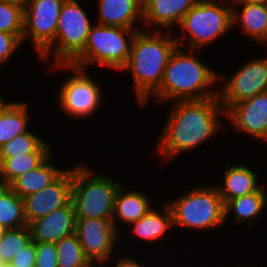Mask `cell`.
<instances>
[{
  "mask_svg": "<svg viewBox=\"0 0 267 267\" xmlns=\"http://www.w3.org/2000/svg\"><path fill=\"white\" fill-rule=\"evenodd\" d=\"M170 111L157 144L158 152L165 159L205 142L220 128V114L225 116L218 97L175 101Z\"/></svg>",
  "mask_w": 267,
  "mask_h": 267,
  "instance_id": "cell-1",
  "label": "cell"
},
{
  "mask_svg": "<svg viewBox=\"0 0 267 267\" xmlns=\"http://www.w3.org/2000/svg\"><path fill=\"white\" fill-rule=\"evenodd\" d=\"M154 33L137 31L131 45L128 62L122 70L131 71L135 92L140 105H145L159 88L172 53L183 44L180 37L163 35L157 28ZM182 41V42H181Z\"/></svg>",
  "mask_w": 267,
  "mask_h": 267,
  "instance_id": "cell-2",
  "label": "cell"
},
{
  "mask_svg": "<svg viewBox=\"0 0 267 267\" xmlns=\"http://www.w3.org/2000/svg\"><path fill=\"white\" fill-rule=\"evenodd\" d=\"M190 51L191 55L179 46L172 53L160 88L152 95L158 104L169 99L189 101L218 97V91L211 88L225 77L203 64L192 53L193 50Z\"/></svg>",
  "mask_w": 267,
  "mask_h": 267,
  "instance_id": "cell-3",
  "label": "cell"
},
{
  "mask_svg": "<svg viewBox=\"0 0 267 267\" xmlns=\"http://www.w3.org/2000/svg\"><path fill=\"white\" fill-rule=\"evenodd\" d=\"M86 167L80 164L73 168L72 203L76 219L112 220L114 198L121 183L104 174H93Z\"/></svg>",
  "mask_w": 267,
  "mask_h": 267,
  "instance_id": "cell-4",
  "label": "cell"
},
{
  "mask_svg": "<svg viewBox=\"0 0 267 267\" xmlns=\"http://www.w3.org/2000/svg\"><path fill=\"white\" fill-rule=\"evenodd\" d=\"M137 29L104 26L91 27L84 52L71 64L86 70L91 63L122 70L129 59Z\"/></svg>",
  "mask_w": 267,
  "mask_h": 267,
  "instance_id": "cell-5",
  "label": "cell"
},
{
  "mask_svg": "<svg viewBox=\"0 0 267 267\" xmlns=\"http://www.w3.org/2000/svg\"><path fill=\"white\" fill-rule=\"evenodd\" d=\"M166 203L172 211L174 226L206 230L219 227L226 220L225 204L216 185L198 186Z\"/></svg>",
  "mask_w": 267,
  "mask_h": 267,
  "instance_id": "cell-6",
  "label": "cell"
},
{
  "mask_svg": "<svg viewBox=\"0 0 267 267\" xmlns=\"http://www.w3.org/2000/svg\"><path fill=\"white\" fill-rule=\"evenodd\" d=\"M91 22L78 0H65L58 18L54 43L40 56L47 59L51 53L55 65H71L83 52Z\"/></svg>",
  "mask_w": 267,
  "mask_h": 267,
  "instance_id": "cell-7",
  "label": "cell"
},
{
  "mask_svg": "<svg viewBox=\"0 0 267 267\" xmlns=\"http://www.w3.org/2000/svg\"><path fill=\"white\" fill-rule=\"evenodd\" d=\"M223 1L198 0L183 17L179 27L188 32L191 50L200 51L233 27V6L223 5Z\"/></svg>",
  "mask_w": 267,
  "mask_h": 267,
  "instance_id": "cell-8",
  "label": "cell"
},
{
  "mask_svg": "<svg viewBox=\"0 0 267 267\" xmlns=\"http://www.w3.org/2000/svg\"><path fill=\"white\" fill-rule=\"evenodd\" d=\"M74 71L61 85L58 92L59 106L72 117L85 118L95 112L101 104L100 86L86 74V70L73 65H55Z\"/></svg>",
  "mask_w": 267,
  "mask_h": 267,
  "instance_id": "cell-9",
  "label": "cell"
},
{
  "mask_svg": "<svg viewBox=\"0 0 267 267\" xmlns=\"http://www.w3.org/2000/svg\"><path fill=\"white\" fill-rule=\"evenodd\" d=\"M65 0H25L22 43L31 37L41 56L55 40L60 10Z\"/></svg>",
  "mask_w": 267,
  "mask_h": 267,
  "instance_id": "cell-10",
  "label": "cell"
},
{
  "mask_svg": "<svg viewBox=\"0 0 267 267\" xmlns=\"http://www.w3.org/2000/svg\"><path fill=\"white\" fill-rule=\"evenodd\" d=\"M218 90V98L226 112L232 105L267 92V57L247 61Z\"/></svg>",
  "mask_w": 267,
  "mask_h": 267,
  "instance_id": "cell-11",
  "label": "cell"
},
{
  "mask_svg": "<svg viewBox=\"0 0 267 267\" xmlns=\"http://www.w3.org/2000/svg\"><path fill=\"white\" fill-rule=\"evenodd\" d=\"M75 233L85 256L94 266L112 259L115 243L120 236L112 220L76 219Z\"/></svg>",
  "mask_w": 267,
  "mask_h": 267,
  "instance_id": "cell-12",
  "label": "cell"
},
{
  "mask_svg": "<svg viewBox=\"0 0 267 267\" xmlns=\"http://www.w3.org/2000/svg\"><path fill=\"white\" fill-rule=\"evenodd\" d=\"M73 168L66 169L54 182L24 199L27 224L49 215L72 201Z\"/></svg>",
  "mask_w": 267,
  "mask_h": 267,
  "instance_id": "cell-13",
  "label": "cell"
},
{
  "mask_svg": "<svg viewBox=\"0 0 267 267\" xmlns=\"http://www.w3.org/2000/svg\"><path fill=\"white\" fill-rule=\"evenodd\" d=\"M225 116L236 129L267 142V92L232 105Z\"/></svg>",
  "mask_w": 267,
  "mask_h": 267,
  "instance_id": "cell-14",
  "label": "cell"
},
{
  "mask_svg": "<svg viewBox=\"0 0 267 267\" xmlns=\"http://www.w3.org/2000/svg\"><path fill=\"white\" fill-rule=\"evenodd\" d=\"M32 241L54 243L75 233L76 216L72 201L49 215L32 221L28 225Z\"/></svg>",
  "mask_w": 267,
  "mask_h": 267,
  "instance_id": "cell-15",
  "label": "cell"
},
{
  "mask_svg": "<svg viewBox=\"0 0 267 267\" xmlns=\"http://www.w3.org/2000/svg\"><path fill=\"white\" fill-rule=\"evenodd\" d=\"M198 0H143V21L151 26L170 28L180 25L185 14Z\"/></svg>",
  "mask_w": 267,
  "mask_h": 267,
  "instance_id": "cell-16",
  "label": "cell"
},
{
  "mask_svg": "<svg viewBox=\"0 0 267 267\" xmlns=\"http://www.w3.org/2000/svg\"><path fill=\"white\" fill-rule=\"evenodd\" d=\"M98 24L104 26L134 27L137 20L143 21V0H99Z\"/></svg>",
  "mask_w": 267,
  "mask_h": 267,
  "instance_id": "cell-17",
  "label": "cell"
},
{
  "mask_svg": "<svg viewBox=\"0 0 267 267\" xmlns=\"http://www.w3.org/2000/svg\"><path fill=\"white\" fill-rule=\"evenodd\" d=\"M258 174L245 164L229 166L225 171L223 185L216 186L224 204L229 200L256 192Z\"/></svg>",
  "mask_w": 267,
  "mask_h": 267,
  "instance_id": "cell-18",
  "label": "cell"
},
{
  "mask_svg": "<svg viewBox=\"0 0 267 267\" xmlns=\"http://www.w3.org/2000/svg\"><path fill=\"white\" fill-rule=\"evenodd\" d=\"M51 154L36 168L15 178L10 188L20 197L39 192L54 182L65 170L50 163Z\"/></svg>",
  "mask_w": 267,
  "mask_h": 267,
  "instance_id": "cell-19",
  "label": "cell"
},
{
  "mask_svg": "<svg viewBox=\"0 0 267 267\" xmlns=\"http://www.w3.org/2000/svg\"><path fill=\"white\" fill-rule=\"evenodd\" d=\"M151 205L147 198V195L138 192L136 190L124 192L122 184L118 188L114 198V212L112 221L115 225L116 230L119 231L117 226L116 217L125 224H131L139 220L148 211H150Z\"/></svg>",
  "mask_w": 267,
  "mask_h": 267,
  "instance_id": "cell-20",
  "label": "cell"
},
{
  "mask_svg": "<svg viewBox=\"0 0 267 267\" xmlns=\"http://www.w3.org/2000/svg\"><path fill=\"white\" fill-rule=\"evenodd\" d=\"M241 12L233 7V26L238 23L246 35L264 43L267 40V4H240Z\"/></svg>",
  "mask_w": 267,
  "mask_h": 267,
  "instance_id": "cell-21",
  "label": "cell"
},
{
  "mask_svg": "<svg viewBox=\"0 0 267 267\" xmlns=\"http://www.w3.org/2000/svg\"><path fill=\"white\" fill-rule=\"evenodd\" d=\"M28 104L8 102L0 111V148L28 131Z\"/></svg>",
  "mask_w": 267,
  "mask_h": 267,
  "instance_id": "cell-22",
  "label": "cell"
},
{
  "mask_svg": "<svg viewBox=\"0 0 267 267\" xmlns=\"http://www.w3.org/2000/svg\"><path fill=\"white\" fill-rule=\"evenodd\" d=\"M163 213L151 209L136 222L131 223L133 226L131 232H134L139 238L148 241H154L165 235L169 228L174 226L172 211L168 204L162 205Z\"/></svg>",
  "mask_w": 267,
  "mask_h": 267,
  "instance_id": "cell-23",
  "label": "cell"
},
{
  "mask_svg": "<svg viewBox=\"0 0 267 267\" xmlns=\"http://www.w3.org/2000/svg\"><path fill=\"white\" fill-rule=\"evenodd\" d=\"M265 192L261 186L256 192L229 200L225 204V219L234 211L237 223L246 220L248 223L254 222L267 205V194Z\"/></svg>",
  "mask_w": 267,
  "mask_h": 267,
  "instance_id": "cell-24",
  "label": "cell"
},
{
  "mask_svg": "<svg viewBox=\"0 0 267 267\" xmlns=\"http://www.w3.org/2000/svg\"><path fill=\"white\" fill-rule=\"evenodd\" d=\"M50 144L31 131L16 136L0 148V158H12L28 153H51Z\"/></svg>",
  "mask_w": 267,
  "mask_h": 267,
  "instance_id": "cell-25",
  "label": "cell"
},
{
  "mask_svg": "<svg viewBox=\"0 0 267 267\" xmlns=\"http://www.w3.org/2000/svg\"><path fill=\"white\" fill-rule=\"evenodd\" d=\"M0 225L5 229L28 226L24 199L20 198L11 188L0 197Z\"/></svg>",
  "mask_w": 267,
  "mask_h": 267,
  "instance_id": "cell-26",
  "label": "cell"
},
{
  "mask_svg": "<svg viewBox=\"0 0 267 267\" xmlns=\"http://www.w3.org/2000/svg\"><path fill=\"white\" fill-rule=\"evenodd\" d=\"M58 267H94L85 256L76 233L56 243Z\"/></svg>",
  "mask_w": 267,
  "mask_h": 267,
  "instance_id": "cell-27",
  "label": "cell"
},
{
  "mask_svg": "<svg viewBox=\"0 0 267 267\" xmlns=\"http://www.w3.org/2000/svg\"><path fill=\"white\" fill-rule=\"evenodd\" d=\"M51 153H28L12 158H0V173L11 183L15 178L38 167Z\"/></svg>",
  "mask_w": 267,
  "mask_h": 267,
  "instance_id": "cell-28",
  "label": "cell"
},
{
  "mask_svg": "<svg viewBox=\"0 0 267 267\" xmlns=\"http://www.w3.org/2000/svg\"><path fill=\"white\" fill-rule=\"evenodd\" d=\"M31 242L28 226L6 229L0 237V261L9 264Z\"/></svg>",
  "mask_w": 267,
  "mask_h": 267,
  "instance_id": "cell-29",
  "label": "cell"
},
{
  "mask_svg": "<svg viewBox=\"0 0 267 267\" xmlns=\"http://www.w3.org/2000/svg\"><path fill=\"white\" fill-rule=\"evenodd\" d=\"M0 31L14 34L22 40L24 31L23 3L0 1Z\"/></svg>",
  "mask_w": 267,
  "mask_h": 267,
  "instance_id": "cell-30",
  "label": "cell"
},
{
  "mask_svg": "<svg viewBox=\"0 0 267 267\" xmlns=\"http://www.w3.org/2000/svg\"><path fill=\"white\" fill-rule=\"evenodd\" d=\"M35 267H58L56 244L35 242Z\"/></svg>",
  "mask_w": 267,
  "mask_h": 267,
  "instance_id": "cell-31",
  "label": "cell"
},
{
  "mask_svg": "<svg viewBox=\"0 0 267 267\" xmlns=\"http://www.w3.org/2000/svg\"><path fill=\"white\" fill-rule=\"evenodd\" d=\"M22 44V40L14 35L0 31V66L7 63Z\"/></svg>",
  "mask_w": 267,
  "mask_h": 267,
  "instance_id": "cell-32",
  "label": "cell"
},
{
  "mask_svg": "<svg viewBox=\"0 0 267 267\" xmlns=\"http://www.w3.org/2000/svg\"><path fill=\"white\" fill-rule=\"evenodd\" d=\"M36 249L35 242L29 243L21 252L11 260L10 267L35 266Z\"/></svg>",
  "mask_w": 267,
  "mask_h": 267,
  "instance_id": "cell-33",
  "label": "cell"
},
{
  "mask_svg": "<svg viewBox=\"0 0 267 267\" xmlns=\"http://www.w3.org/2000/svg\"><path fill=\"white\" fill-rule=\"evenodd\" d=\"M116 262L115 267H145L131 257H120Z\"/></svg>",
  "mask_w": 267,
  "mask_h": 267,
  "instance_id": "cell-34",
  "label": "cell"
},
{
  "mask_svg": "<svg viewBox=\"0 0 267 267\" xmlns=\"http://www.w3.org/2000/svg\"><path fill=\"white\" fill-rule=\"evenodd\" d=\"M10 189V183L0 173V197Z\"/></svg>",
  "mask_w": 267,
  "mask_h": 267,
  "instance_id": "cell-35",
  "label": "cell"
},
{
  "mask_svg": "<svg viewBox=\"0 0 267 267\" xmlns=\"http://www.w3.org/2000/svg\"><path fill=\"white\" fill-rule=\"evenodd\" d=\"M233 3L239 4H267V0H232Z\"/></svg>",
  "mask_w": 267,
  "mask_h": 267,
  "instance_id": "cell-36",
  "label": "cell"
},
{
  "mask_svg": "<svg viewBox=\"0 0 267 267\" xmlns=\"http://www.w3.org/2000/svg\"><path fill=\"white\" fill-rule=\"evenodd\" d=\"M1 94V93H0ZM3 96L0 95V111L1 109L8 103L5 101L4 98H2Z\"/></svg>",
  "mask_w": 267,
  "mask_h": 267,
  "instance_id": "cell-37",
  "label": "cell"
},
{
  "mask_svg": "<svg viewBox=\"0 0 267 267\" xmlns=\"http://www.w3.org/2000/svg\"><path fill=\"white\" fill-rule=\"evenodd\" d=\"M5 230L6 229L0 225V237L4 234Z\"/></svg>",
  "mask_w": 267,
  "mask_h": 267,
  "instance_id": "cell-38",
  "label": "cell"
},
{
  "mask_svg": "<svg viewBox=\"0 0 267 267\" xmlns=\"http://www.w3.org/2000/svg\"><path fill=\"white\" fill-rule=\"evenodd\" d=\"M0 1H11V2L23 3L25 0H0Z\"/></svg>",
  "mask_w": 267,
  "mask_h": 267,
  "instance_id": "cell-39",
  "label": "cell"
},
{
  "mask_svg": "<svg viewBox=\"0 0 267 267\" xmlns=\"http://www.w3.org/2000/svg\"><path fill=\"white\" fill-rule=\"evenodd\" d=\"M0 267H10L8 263H4L0 261Z\"/></svg>",
  "mask_w": 267,
  "mask_h": 267,
  "instance_id": "cell-40",
  "label": "cell"
},
{
  "mask_svg": "<svg viewBox=\"0 0 267 267\" xmlns=\"http://www.w3.org/2000/svg\"><path fill=\"white\" fill-rule=\"evenodd\" d=\"M19 267H35V266H19Z\"/></svg>",
  "mask_w": 267,
  "mask_h": 267,
  "instance_id": "cell-41",
  "label": "cell"
}]
</instances>
